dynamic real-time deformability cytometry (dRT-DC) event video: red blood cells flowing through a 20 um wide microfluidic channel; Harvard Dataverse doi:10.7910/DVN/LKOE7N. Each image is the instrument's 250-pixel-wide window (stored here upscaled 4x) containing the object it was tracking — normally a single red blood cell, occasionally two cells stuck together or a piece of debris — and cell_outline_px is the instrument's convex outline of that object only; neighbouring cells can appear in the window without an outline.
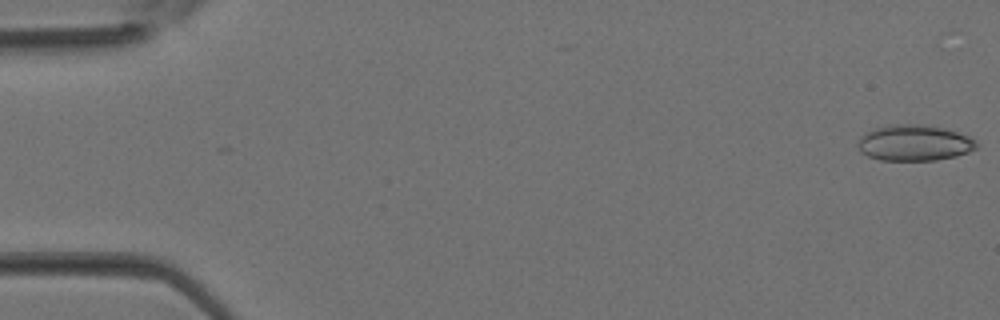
{"species": "Egyptian fruit bat (a non-hibernating species)", "species_latin": "Rousettus aegyptiacus", "temperature_condition": "room temperature", "stored_images_in_passage": 6, "camera_frame_rate_fps": 3000, "um_per_image_px": 0.085, "animal": {"sex": "female"}, "frame": {"image": 1, "passage_image": 1, "time_ms": 0.0, "image_size_px": [1000, 320], "cell_outline_px": [[976, 148], [968, 152], [956, 156], [936, 160], [880, 160], [868, 156], [860, 152], [856, 144], [860, 136], [876, 128], [888, 124], [920, 124], [944, 128], [968, 136], [976, 144]], "centroid_in_image_um": [77.66, 12.14], "position_along_channel_um": 7.3, "area_um2": 24.74}}